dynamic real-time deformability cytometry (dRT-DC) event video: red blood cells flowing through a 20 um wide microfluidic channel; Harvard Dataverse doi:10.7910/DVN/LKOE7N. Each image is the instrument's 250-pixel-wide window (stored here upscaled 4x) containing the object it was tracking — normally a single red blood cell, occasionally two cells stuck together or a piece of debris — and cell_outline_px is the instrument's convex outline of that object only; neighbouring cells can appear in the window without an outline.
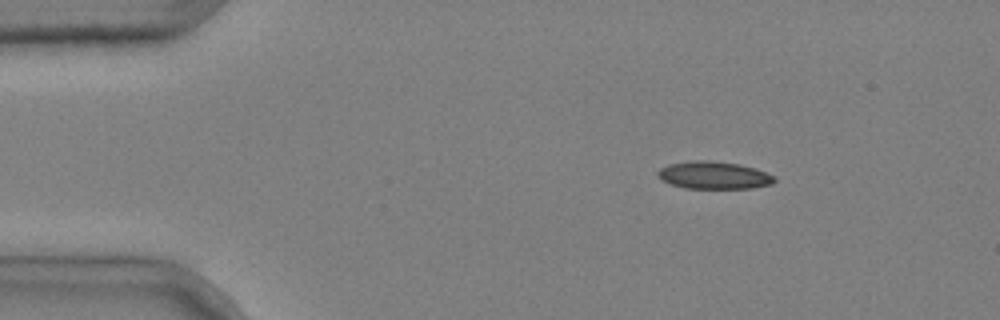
{"species": "common noctule bat (a hibernating species)", "species_latin": "Nyctalus noctula", "temperature_condition": "cold", "stored_images_in_passage": 3, "camera_frame_rate_fps": 3000, "um_per_image_px": 0.085, "animal": {"sex": "male", "body_mass_g": 20.4}, "frame": {"image": 1, "passage_image": 1, "time_ms": 0.0, "image_size_px": [1000, 320], "cell_outline_px": [[776, 180], [772, 184], [752, 188], [684, 188], [672, 184], [656, 176], [656, 172], [660, 168], [668, 164], [692, 160], [712, 160], [740, 164], [776, 176]], "centroid_in_image_um": [60.66, 14.89], "position_along_channel_um": 24.3, "area_um2": 18.73}}